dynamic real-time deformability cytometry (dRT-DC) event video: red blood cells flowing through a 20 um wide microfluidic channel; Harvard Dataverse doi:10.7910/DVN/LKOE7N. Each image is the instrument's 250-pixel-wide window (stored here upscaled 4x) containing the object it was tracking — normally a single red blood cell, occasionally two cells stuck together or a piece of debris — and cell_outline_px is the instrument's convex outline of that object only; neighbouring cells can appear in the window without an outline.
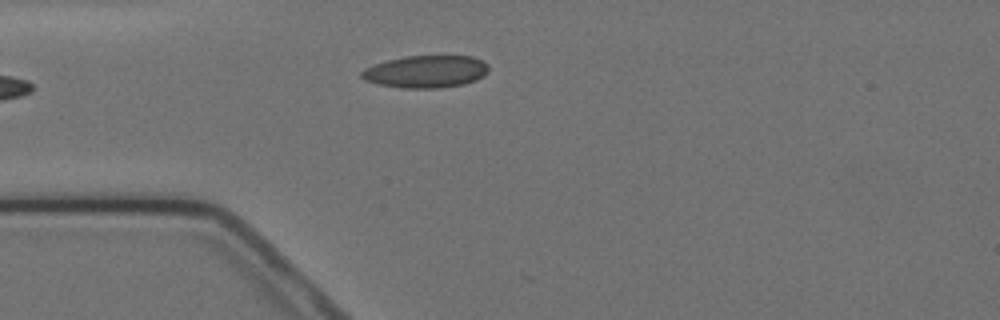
{"species": "Egyptian fruit bat (a non-hibernating species)", "species_latin": "Rousettus aegyptiacus", "temperature_condition": "cold", "stored_images_in_passage": 5, "camera_frame_rate_fps": 3000, "um_per_image_px": 0.085, "animal": {"sex": "female"}, "frame": {"image": 1, "passage_image": 5, "time_ms": 4.667, "image_size_px": [1000, 320], "cell_outline_px": [[488, 72], [484, 76], [476, 80], [464, 84], [440, 88], [404, 88], [376, 84], [364, 80], [360, 76], [360, 72], [364, 68], [388, 60], [404, 56], [472, 56], [488, 64]], "centroid_in_image_um": [36.19, 6.09], "position_along_channel_um": 48.8, "area_um2": 24.04}}